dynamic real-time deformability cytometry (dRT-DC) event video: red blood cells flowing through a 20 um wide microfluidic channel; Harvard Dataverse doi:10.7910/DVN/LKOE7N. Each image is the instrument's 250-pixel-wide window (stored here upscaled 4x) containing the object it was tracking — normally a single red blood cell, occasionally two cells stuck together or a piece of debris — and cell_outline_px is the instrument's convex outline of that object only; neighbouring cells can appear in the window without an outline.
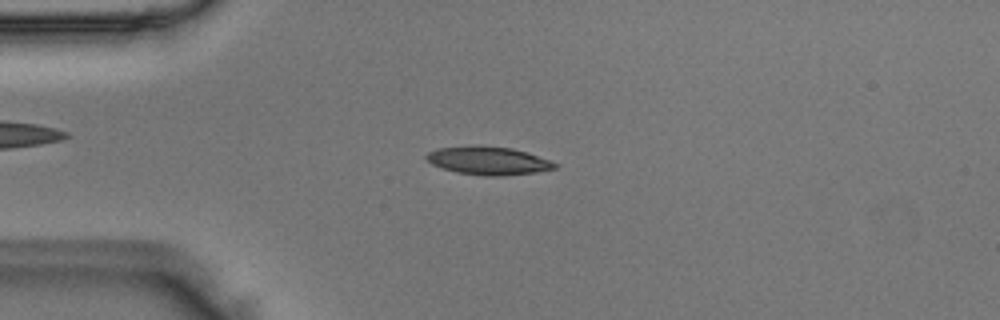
{"species": "Egyptian fruit bat (a non-hibernating species)", "species_latin": "Rousettus aegyptiacus", "temperature_condition": "room temperature", "stored_images_in_passage": 51, "camera_frame_rate_fps": 3000, "um_per_image_px": 0.085, "animal": {"sex": "male"}, "frame": {"image": 1, "passage_image": 12, "time_ms": 3.667, "image_size_px": [1000, 320], "cell_outline_px": [[560, 164], [556, 168], [536, 172], [500, 176], [488, 176], [456, 172], [432, 164], [424, 156], [428, 152], [436, 148], [476, 144], [512, 148]], "centroid_in_image_um": [41.47, 13.64], "position_along_channel_um": 43.5, "area_um2": 21.1}}
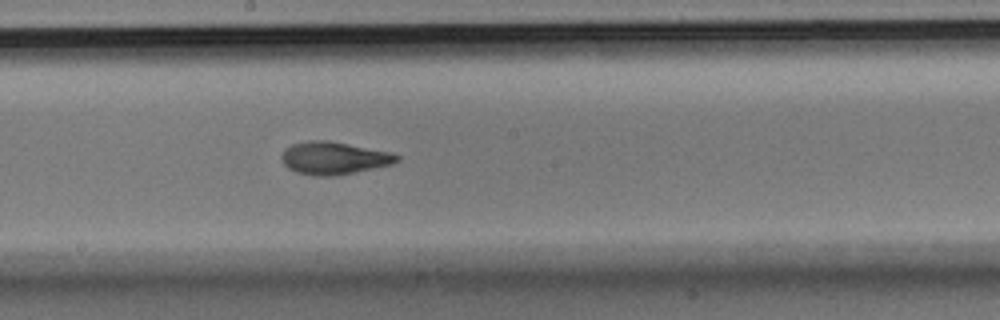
{"frame": {"image": 2, "passage_image": 27, "time_ms": 8.667, "image_size_px": [1000, 320], "cell_outline_px": [[400, 160], [392, 164], [356, 172], [336, 176], [316, 176], [296, 172], [288, 168], [284, 164], [280, 156], [284, 148], [292, 144], [308, 140], [328, 140], [392, 152], [400, 156]], "centroid_in_image_um": [28.37, 13.43], "position_along_channel_um": 219.8, "area_um2": 22.14}}
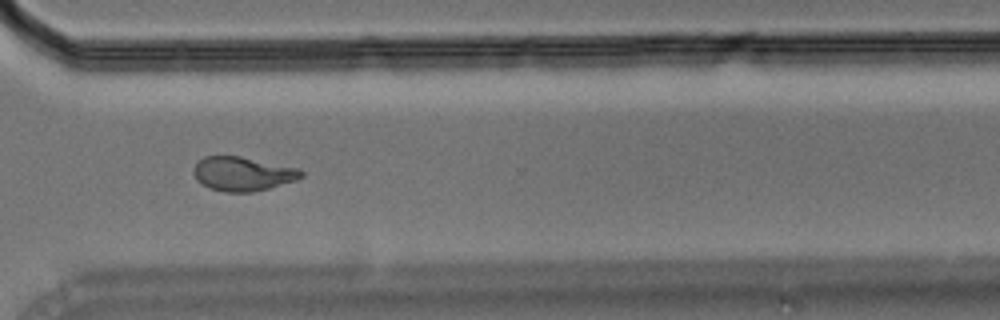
{"frame": {"image": 3, "passage_image": 37, "time_ms": 12.0, "image_size_px": [1000, 320], "cell_outline_px": [[304, 176], [296, 180], [268, 188], [252, 192], [224, 192], [208, 188], [196, 180], [192, 172], [192, 168], [204, 156], [240, 156], [300, 168], [304, 172]], "centroid_in_image_um": [20.62, 14.77], "position_along_channel_um": 350.0, "area_um2": 21.56}}